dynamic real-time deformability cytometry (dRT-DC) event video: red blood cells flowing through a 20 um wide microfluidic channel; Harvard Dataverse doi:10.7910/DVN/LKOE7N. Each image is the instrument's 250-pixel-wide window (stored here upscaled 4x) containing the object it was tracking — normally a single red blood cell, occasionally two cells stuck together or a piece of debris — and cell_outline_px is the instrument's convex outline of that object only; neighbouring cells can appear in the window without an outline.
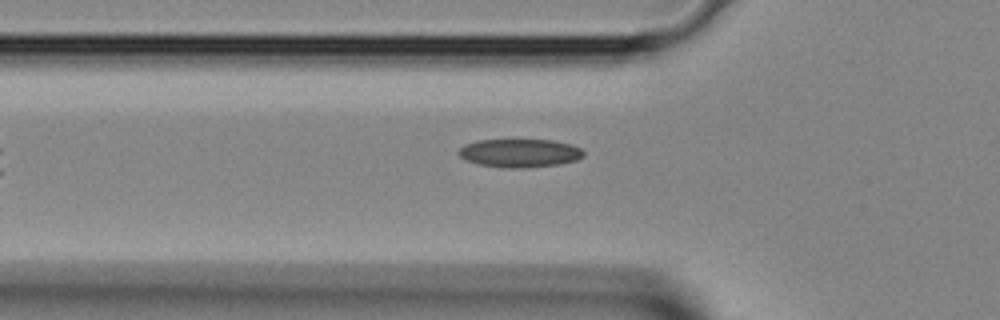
{"species": "Egyptian fruit bat (a non-hibernating species)", "species_latin": "Rousettus aegyptiacus", "temperature_condition": "room temperature", "stored_images_in_passage": 26, "camera_frame_rate_fps": 3000, "um_per_image_px": 0.085, "animal": {"sex": "female"}, "frame": {"image": 1, "passage_image": 2, "time_ms": 0.333, "image_size_px": [1000, 320], "cell_outline_px": [[584, 156], [576, 160], [556, 164], [520, 168], [504, 168], [480, 164], [464, 160], [456, 152], [464, 144], [476, 140], [552, 140], [572, 144], [580, 148], [584, 152]], "centroid_in_image_um": [44.14, 13.0], "position_along_channel_um": 81.7, "area_um2": 20.63}}
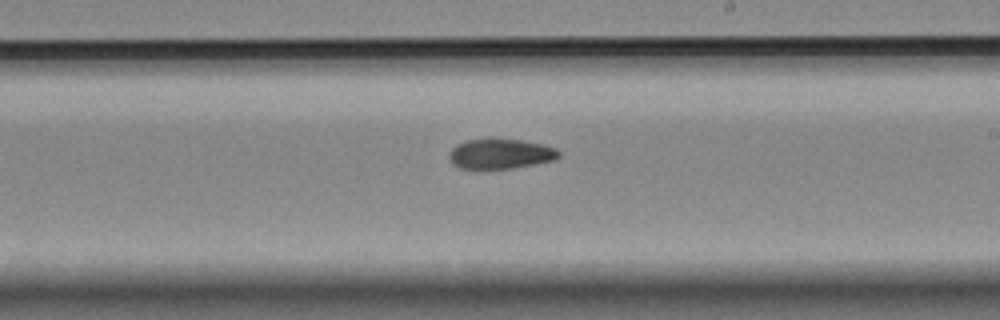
{"frame": {"image": 2, "passage_image": 12, "time_ms": 3.667, "image_size_px": [1000, 320], "cell_outline_px": [[560, 156], [552, 160], [512, 168], [460, 168], [452, 164], [448, 156], [448, 152], [456, 144], [468, 140], [488, 136], [492, 136], [520, 140], [544, 144], [556, 148], [560, 152]], "centroid_in_image_um": [42.49, 13.02], "position_along_channel_um": 246.5, "area_um2": 19.59}}
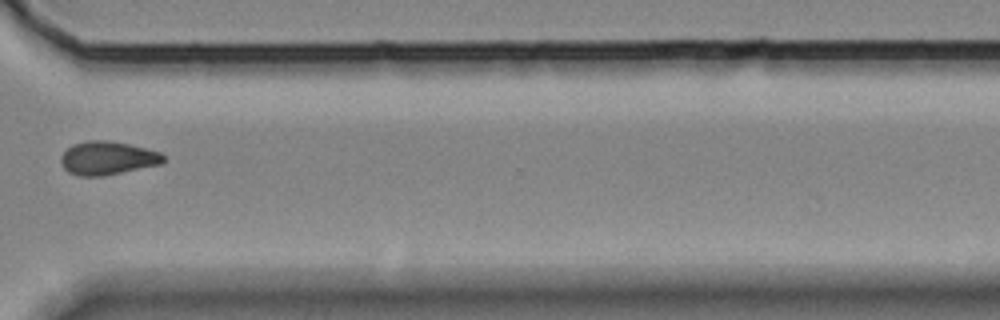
{"frame": {"image": 3, "passage_image": 19, "time_ms": 6.0, "image_size_px": [1000, 320], "cell_outline_px": [[164, 160], [160, 164], [100, 176], [80, 176], [68, 172], [64, 168], [60, 160], [60, 156], [72, 144], [88, 140], [108, 140], [128, 144], [160, 152], [164, 156]], "centroid_in_image_um": [9.09, 13.42], "position_along_channel_um": 361.5, "area_um2": 19.71}}